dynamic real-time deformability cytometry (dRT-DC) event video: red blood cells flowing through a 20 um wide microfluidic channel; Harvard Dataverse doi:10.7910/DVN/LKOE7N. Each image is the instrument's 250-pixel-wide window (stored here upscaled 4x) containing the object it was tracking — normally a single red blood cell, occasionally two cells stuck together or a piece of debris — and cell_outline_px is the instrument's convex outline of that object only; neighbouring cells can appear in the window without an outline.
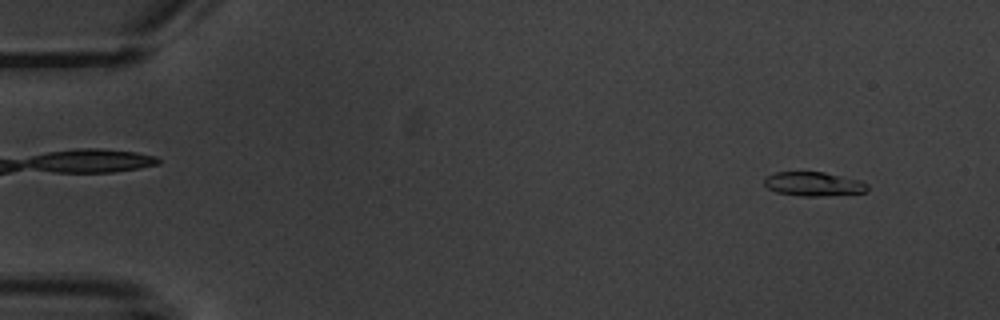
{"species": "common noctule bat (a hibernating species)", "species_latin": "Nyctalus noctula", "temperature_condition": "warm", "stored_images_in_passage": 4, "camera_frame_rate_fps": 3000, "um_per_image_px": 0.085, "animal": {"sex": "male", "body_mass_g": 20.1, "forearm_length_mm": 53.5}, "frame": {"image": 1, "passage_image": 1, "time_ms": 0.0, "image_size_px": [1000, 320], "cell_outline_px": [[868, 192], [824, 196], [800, 196], [776, 192], [768, 188], [764, 184], [764, 180], [768, 176], [776, 172], [824, 172], [860, 180], [868, 184]], "centroid_in_image_um": [69.18, 15.65], "position_along_channel_um": 15.8, "area_um2": 14.51}}